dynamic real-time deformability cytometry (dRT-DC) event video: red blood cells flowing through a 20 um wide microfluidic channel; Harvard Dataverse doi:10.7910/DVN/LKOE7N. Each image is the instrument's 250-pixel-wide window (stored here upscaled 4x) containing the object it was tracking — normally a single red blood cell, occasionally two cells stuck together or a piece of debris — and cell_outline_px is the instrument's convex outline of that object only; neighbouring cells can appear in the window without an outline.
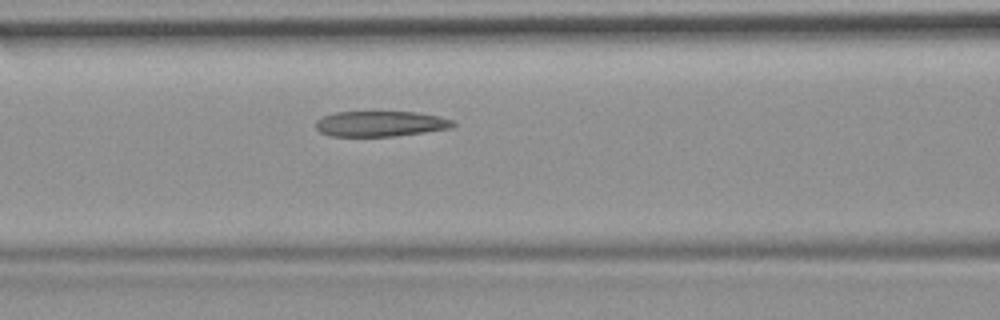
{"species": "common noctule bat (a hibernating species)", "species_latin": "Nyctalus noctula", "temperature_condition": "room temperature", "stored_images_in_passage": 26, "camera_frame_rate_fps": 3000, "um_per_image_px": 0.085, "animal": {"sex": "female", "body_mass_g": 19.9}, "frame": {"image": 1, "passage_image": 19, "time_ms": 6.0, "image_size_px": [1000, 320], "cell_outline_px": [[456, 124], [452, 128], [424, 132], [392, 136], [328, 136], [320, 132], [316, 128], [316, 120], [324, 116], [336, 112], [416, 112], [436, 116], [452, 120]], "centroid_in_image_um": [32.31, 10.52], "position_along_channel_um": 134.3, "area_um2": 20.23}}